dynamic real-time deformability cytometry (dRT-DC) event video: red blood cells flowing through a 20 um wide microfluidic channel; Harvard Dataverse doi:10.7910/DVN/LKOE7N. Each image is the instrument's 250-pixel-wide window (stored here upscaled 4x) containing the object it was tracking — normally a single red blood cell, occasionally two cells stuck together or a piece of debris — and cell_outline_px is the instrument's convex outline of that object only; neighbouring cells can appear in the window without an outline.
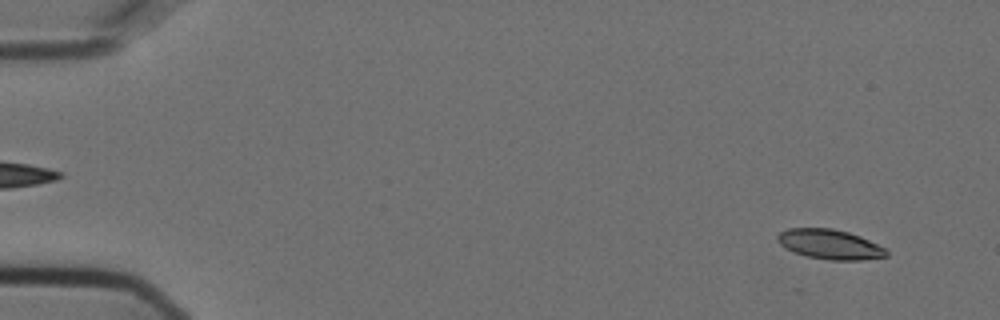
{"species": "Egyptian fruit bat (a non-hibernating species)", "species_latin": "Rousettus aegyptiacus", "temperature_condition": "cold", "stored_images_in_passage": 14, "camera_frame_rate_fps": 3000, "um_per_image_px": 0.085, "animal": {"sex": "female"}, "frame": {"image": 1, "passage_image": 4, "time_ms": 1.0, "image_size_px": [1000, 320], "cell_outline_px": [[888, 256], [860, 260], [832, 260], [808, 256], [796, 252], [780, 244], [776, 240], [776, 236], [780, 232], [788, 228], [832, 228], [848, 232], [860, 236], [884, 248], [888, 252]], "centroid_in_image_um": [70.53, 20.75], "position_along_channel_um": 14.5, "area_um2": 18.61}}